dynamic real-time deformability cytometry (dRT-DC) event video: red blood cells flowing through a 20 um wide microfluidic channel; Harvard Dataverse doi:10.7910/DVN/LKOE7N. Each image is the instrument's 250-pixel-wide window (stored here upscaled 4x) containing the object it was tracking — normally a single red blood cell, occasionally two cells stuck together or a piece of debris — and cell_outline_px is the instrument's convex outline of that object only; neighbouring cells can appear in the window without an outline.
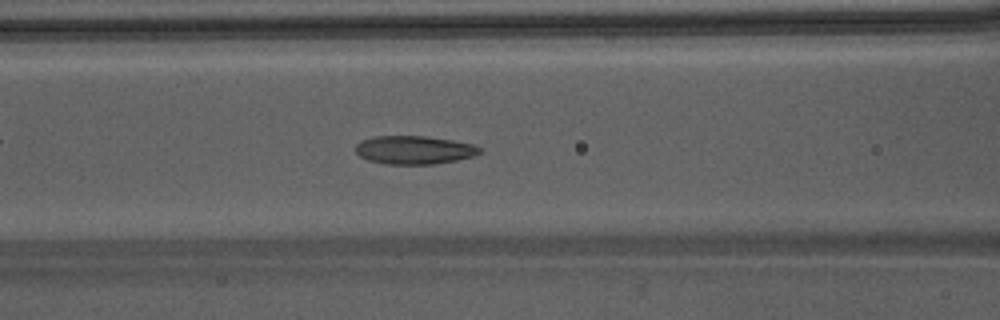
{"species": "Egyptian fruit bat (a non-hibernating species)", "species_latin": "Rousettus aegyptiacus", "temperature_condition": "warm", "stored_images_in_passage": 33, "camera_frame_rate_fps": 3000, "um_per_image_px": 0.085, "animal": {"sex": "male"}, "frame": {"image": 1, "passage_image": 5, "time_ms": 1.333, "image_size_px": [1000, 320], "cell_outline_px": [[480, 152], [472, 156], [456, 160], [436, 164], [384, 164], [368, 160], [360, 156], [356, 152], [356, 144], [372, 136], [424, 136], [452, 140], [472, 144], [480, 148]], "centroid_in_image_um": [35.17, 12.75], "position_along_channel_um": 131.4, "area_um2": 20.35}}
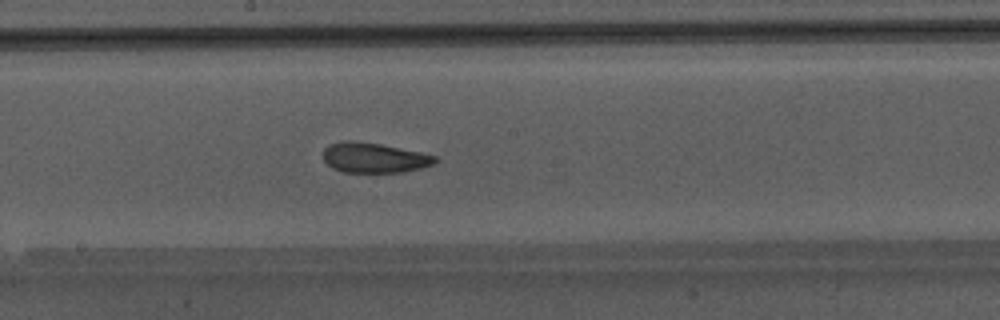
{"frame": {"image": 2, "passage_image": 11, "time_ms": 3.333, "image_size_px": [1000, 320], "cell_outline_px": [[436, 160], [432, 164], [420, 168], [404, 172], [344, 172], [332, 168], [324, 160], [324, 148], [332, 144], [348, 140], [380, 144], [420, 152], [436, 156]], "centroid_in_image_um": [31.79, 13.41], "position_along_channel_um": 216.4, "area_um2": 19.25}}
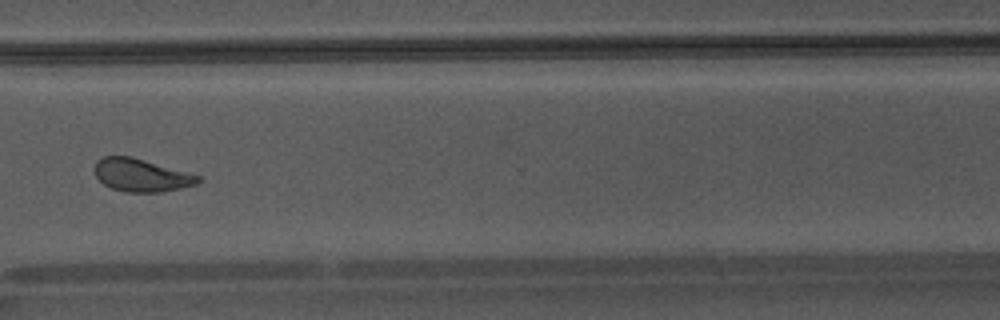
{"frame": {"image": 3, "passage_image": 21, "time_ms": 6.667, "image_size_px": [1000, 320], "cell_outline_px": [[200, 180], [196, 184], [180, 188], [160, 192], [128, 192], [112, 188], [104, 184], [96, 176], [92, 168], [96, 160], [104, 156], [132, 156], [200, 176]], "centroid_in_image_um": [11.95, 14.88], "position_along_channel_um": 358.7, "area_um2": 19.71}}